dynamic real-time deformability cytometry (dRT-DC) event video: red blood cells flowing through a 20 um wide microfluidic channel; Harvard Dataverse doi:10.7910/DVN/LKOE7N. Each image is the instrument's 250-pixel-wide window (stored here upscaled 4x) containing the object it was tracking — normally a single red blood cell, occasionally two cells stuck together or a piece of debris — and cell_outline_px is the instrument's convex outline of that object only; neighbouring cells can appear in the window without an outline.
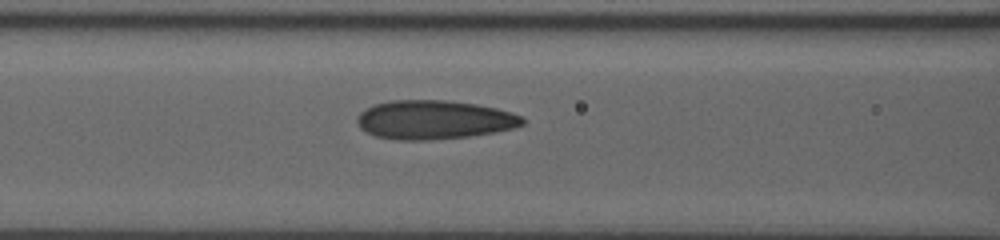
{"species": "human", "species_latin": "Homo sapiens", "temperature_condition": "room temperature", "stored_images_in_passage": 48, "camera_frame_rate_fps": 3000, "um_per_image_px": 0.085, "donor": {"sex": "male"}, "frame": {"image": 1, "passage_image": 22, "time_ms": 7.0, "image_size_px": [1000, 240], "cell_outline_px": [[524, 124], [512, 128], [492, 132], [468, 136], [428, 140], [400, 140], [376, 136], [360, 128], [356, 120], [356, 116], [360, 112], [376, 104], [392, 100], [444, 100], [476, 104], [496, 108], [512, 112], [524, 116]], "centroid_in_image_um": [36.9, 10.17], "position_along_channel_um": 129.7, "area_um2": 37.28}}
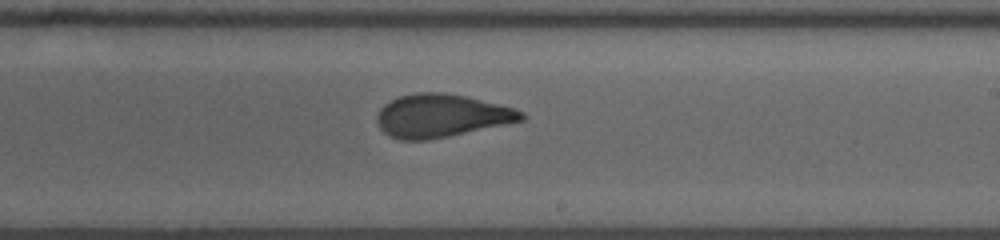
{"frame": {"image": 2, "passage_image": 32, "time_ms": 10.333, "image_size_px": [1000, 240], "cell_outline_px": [[524, 120], [448, 136], [428, 140], [400, 140], [388, 136], [380, 128], [376, 120], [376, 116], [380, 108], [384, 104], [400, 96], [416, 92], [444, 92], [464, 96], [512, 108], [524, 112]], "centroid_in_image_um": [37.45, 9.84], "position_along_channel_um": 251.6, "area_um2": 35.89}}
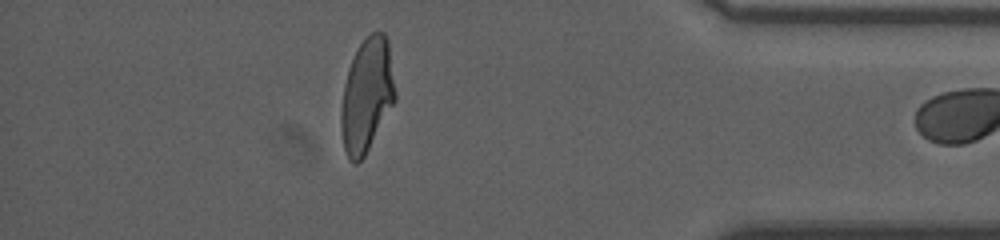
{"frame": {"image": 3, "passage_image": 47, "time_ms": 15.333, "image_size_px": [1000, 240], "cell_outline_px": [[396, 100], [364, 156], [356, 164], [352, 164], [344, 148], [340, 128], [340, 112], [344, 84], [348, 68], [360, 44], [372, 32], [384, 32], [388, 40], [396, 96]], "centroid_in_image_um": [31.17, 8.11], "position_along_channel_um": 404.0, "area_um2": 35.66}}